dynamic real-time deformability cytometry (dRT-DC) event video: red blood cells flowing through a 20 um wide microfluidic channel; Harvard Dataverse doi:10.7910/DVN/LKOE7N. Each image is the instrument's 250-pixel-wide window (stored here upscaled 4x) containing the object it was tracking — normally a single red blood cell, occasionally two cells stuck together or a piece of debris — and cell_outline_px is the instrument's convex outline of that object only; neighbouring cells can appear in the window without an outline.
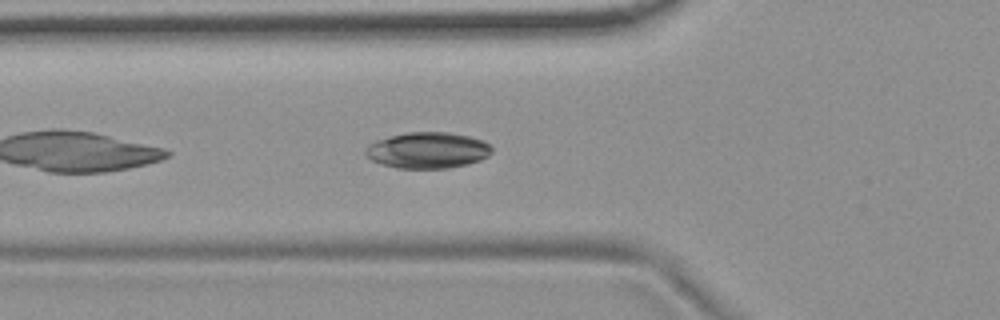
{"species": "common noctule bat (a hibernating species)", "species_latin": "Nyctalus noctula", "temperature_condition": "room temperature", "stored_images_in_passage": 15, "camera_frame_rate_fps": 3000, "um_per_image_px": 0.085, "animal": {"sex": "female", "body_mass_g": 19.9}, "frame": {"image": 1, "passage_image": 5, "time_ms": 1.333, "image_size_px": [1000, 320], "cell_outline_px": [[492, 152], [488, 156], [480, 160], [468, 164], [448, 168], [396, 168], [380, 164], [372, 160], [364, 152], [368, 144], [376, 140], [408, 132], [448, 132], [468, 136], [484, 140], [492, 148]], "centroid_in_image_um": [36.36, 12.78], "position_along_channel_um": 89.4, "area_um2": 26.59}}
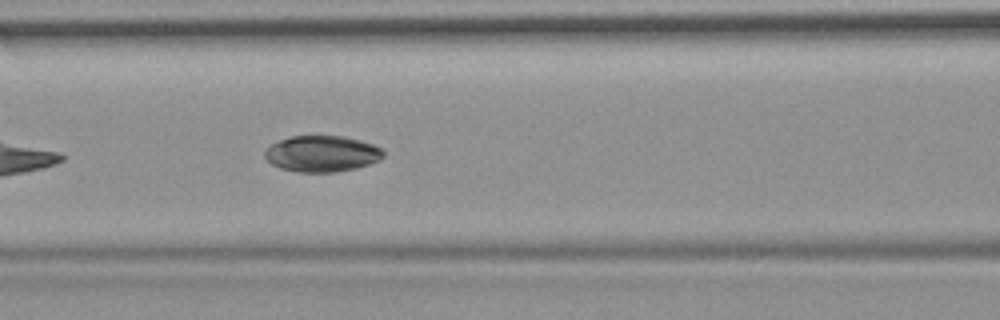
{"frame": {"image": 2, "passage_image": 9, "time_ms": 2.667, "image_size_px": [1000, 320], "cell_outline_px": [[384, 156], [380, 160], [356, 168], [336, 172], [296, 172], [280, 168], [272, 164], [264, 156], [264, 152], [272, 144], [280, 140], [292, 136], [344, 136], [360, 140], [372, 144], [380, 148], [384, 152]], "centroid_in_image_um": [27.37, 13.07], "position_along_channel_um": 139.2, "area_um2": 24.91}}
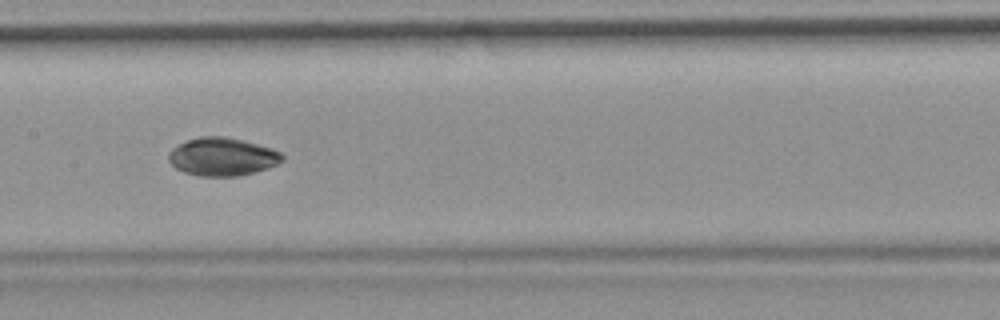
{"frame": {"image": 3, "passage_image": 13, "time_ms": 4.0, "image_size_px": [1000, 320], "cell_outline_px": [[284, 160], [268, 168], [236, 176], [200, 176], [184, 172], [176, 168], [168, 160], [168, 152], [172, 148], [188, 140], [200, 136], [224, 136], [272, 148], [280, 152], [284, 156]], "centroid_in_image_um": [18.88, 13.32], "position_along_channel_um": 188.5, "area_um2": 25.03}}